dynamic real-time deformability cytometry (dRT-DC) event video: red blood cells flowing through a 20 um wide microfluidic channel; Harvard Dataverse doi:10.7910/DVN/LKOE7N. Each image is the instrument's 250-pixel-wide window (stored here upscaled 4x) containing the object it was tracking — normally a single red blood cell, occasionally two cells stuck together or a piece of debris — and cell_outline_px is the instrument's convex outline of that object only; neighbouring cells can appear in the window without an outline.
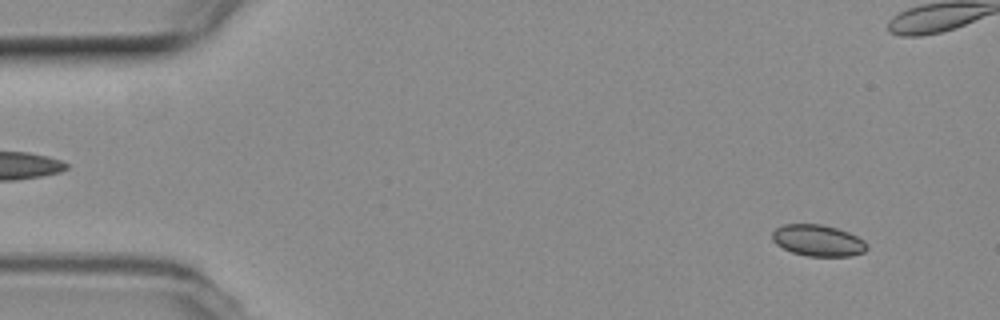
{"species": "common noctule bat (a hibernating species)", "species_latin": "Nyctalus noctula", "temperature_condition": "room temperature", "stored_images_in_passage": 55, "camera_frame_rate_fps": 3000, "um_per_image_px": 0.085, "animal": {"sex": "female", "body_mass_g": 19.3, "forearm_length_mm": 54.1}, "frame": {"image": 1, "passage_image": 4, "time_ms": 1.0, "image_size_px": [1000, 320], "cell_outline_px": [[868, 248], [864, 252], [848, 256], [808, 256], [792, 252], [776, 244], [772, 240], [772, 232], [776, 228], [784, 224], [820, 224], [836, 228], [848, 232], [864, 240], [868, 244]], "centroid_in_image_um": [69.53, 20.44], "position_along_channel_um": 15.5, "area_um2": 17.28}}
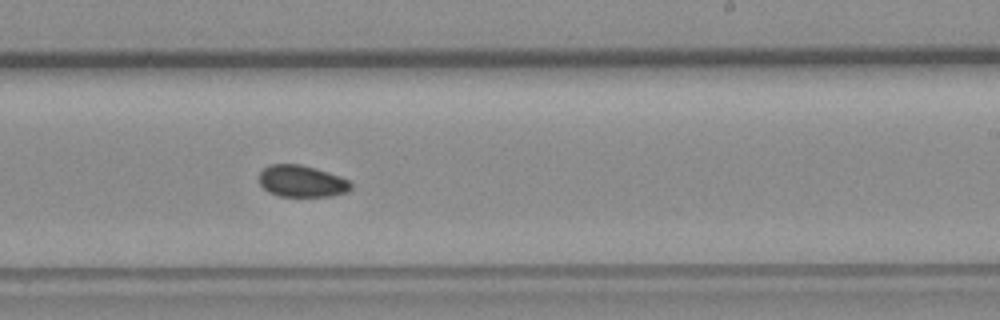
{"frame": {"image": 2, "passage_image": 32, "time_ms": 10.333, "image_size_px": [1000, 320], "cell_outline_px": [[352, 188], [348, 192], [332, 196], [280, 196], [268, 192], [260, 184], [260, 172], [264, 168], [272, 164], [300, 164], [316, 168], [340, 176], [348, 180], [352, 184]], "centroid_in_image_um": [25.68, 15.4], "position_along_channel_um": 263.3, "area_um2": 16.99}}
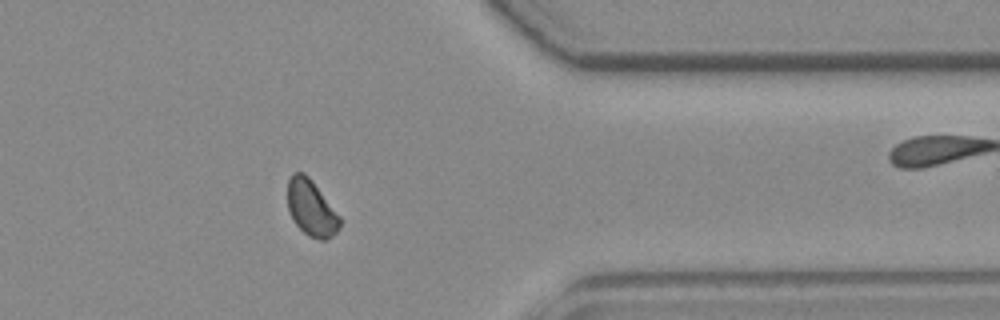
{"frame": {"image": 3, "passage_image": 43, "time_ms": 14.0, "image_size_px": [1000, 320], "cell_outline_px": [[340, 228], [332, 236], [324, 240], [320, 240], [308, 236], [292, 220], [288, 212], [288, 180], [292, 172], [304, 172], [312, 180], [340, 216]], "centroid_in_image_um": [26.44, 17.68], "position_along_channel_um": 385.0, "area_um2": 17.11}, "authors_computed_cell_mechanics": {"area_um2": 17.34, "velocity_mm_per_s": 3.7715, "shape_relaxation_time_tau1_ms": null, "shape_relaxation_time_tau2_ms": 4.2212, "deformation_change_tau1": null, "deformation_change_tau2": 0.0581}}